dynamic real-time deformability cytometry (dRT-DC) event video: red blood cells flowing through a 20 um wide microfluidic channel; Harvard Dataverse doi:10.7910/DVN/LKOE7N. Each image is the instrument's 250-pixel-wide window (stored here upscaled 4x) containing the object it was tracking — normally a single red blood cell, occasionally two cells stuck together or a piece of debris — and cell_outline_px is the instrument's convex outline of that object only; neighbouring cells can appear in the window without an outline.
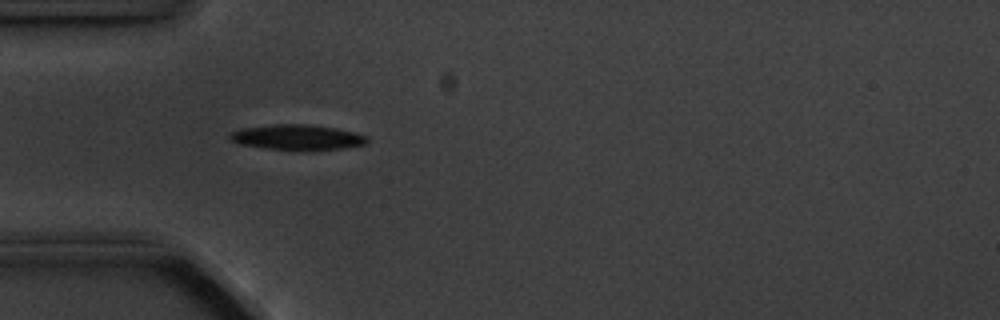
{"species": "common noctule bat (a hibernating species)", "species_latin": "Nyctalus noctula", "temperature_condition": "cold", "stored_images_in_passage": 6, "camera_frame_rate_fps": 3000, "um_per_image_px": 0.085, "animal": {"sex": "male", "body_mass_g": 20.1, "forearm_length_mm": 53.5}, "frame": {"image": 1, "passage_image": 4, "time_ms": 3.333, "image_size_px": [1000, 320], "cell_outline_px": [[368, 140], [364, 144], [344, 148], [312, 152], [308, 152], [264, 148], [240, 144], [232, 140], [228, 136], [232, 132], [240, 128], [276, 124], [304, 124], [336, 128], [368, 136]], "centroid_in_image_um": [25.28, 11.69], "position_along_channel_um": 59.7, "area_um2": 20.58}}